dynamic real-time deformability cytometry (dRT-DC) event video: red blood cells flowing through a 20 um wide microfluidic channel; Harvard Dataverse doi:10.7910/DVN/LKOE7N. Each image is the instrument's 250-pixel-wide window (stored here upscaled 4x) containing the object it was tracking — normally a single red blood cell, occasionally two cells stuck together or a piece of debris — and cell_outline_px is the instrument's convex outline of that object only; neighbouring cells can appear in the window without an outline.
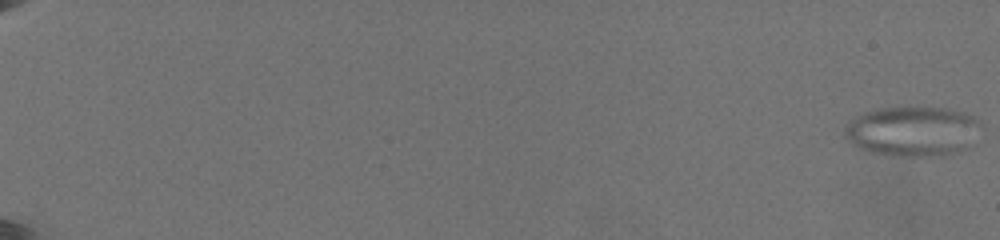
{"species": "common noctule bat (a hibernating species)", "species_latin": "Nyctalus noctula", "temperature_condition": "warm", "stored_images_in_passage": 64, "segment_of_instrument_passage": [1, 2], "camera_frame_rate_fps": 3000, "um_per_image_px": 0.085, "animal": {"sex": "female", "body_mass_g": 19.5, "forearm_length_mm": 54.1}, "frame": {"image": 1, "passage_image": 1, "time_ms": 0.0, "image_size_px": [1000, 240], "cell_outline_px": [[984, 128], [968, 148], [932, 156], [884, 156], [868, 152], [852, 144], [844, 136], [844, 128], [848, 120], [864, 112], [880, 108], [900, 104], [944, 108], [964, 112], [976, 116], [984, 124]], "centroid_in_image_um": [77.59, 11.11], "position_along_channel_um": 7.4, "area_um2": 41.15}}